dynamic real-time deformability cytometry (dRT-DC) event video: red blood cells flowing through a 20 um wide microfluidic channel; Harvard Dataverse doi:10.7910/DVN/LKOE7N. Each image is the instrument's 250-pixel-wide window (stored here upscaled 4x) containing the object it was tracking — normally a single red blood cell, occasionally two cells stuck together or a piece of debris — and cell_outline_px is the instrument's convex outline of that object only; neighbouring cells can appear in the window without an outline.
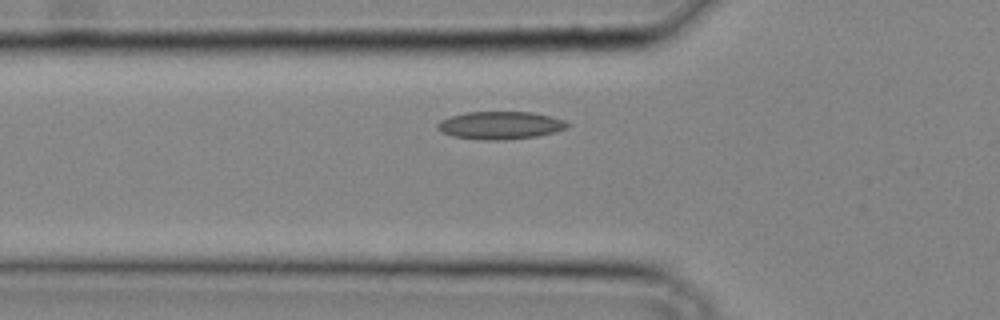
{"species": "common noctule bat (a hibernating species)", "species_latin": "Nyctalus noctula", "temperature_condition": "cold", "stored_images_in_passage": 26, "camera_frame_rate_fps": 3000, "um_per_image_px": 0.085, "animal": {"sex": "male", "body_mass_g": 20.4}, "frame": {"image": 1, "passage_image": 7, "time_ms": 2.0, "image_size_px": [1000, 320], "cell_outline_px": [[568, 128], [556, 132], [536, 136], [504, 140], [480, 140], [452, 136], [436, 128], [436, 124], [440, 120], [452, 116], [468, 112], [532, 112], [564, 120], [568, 124]], "centroid_in_image_um": [42.51, 10.66], "position_along_channel_um": 83.3, "area_um2": 20.92}}
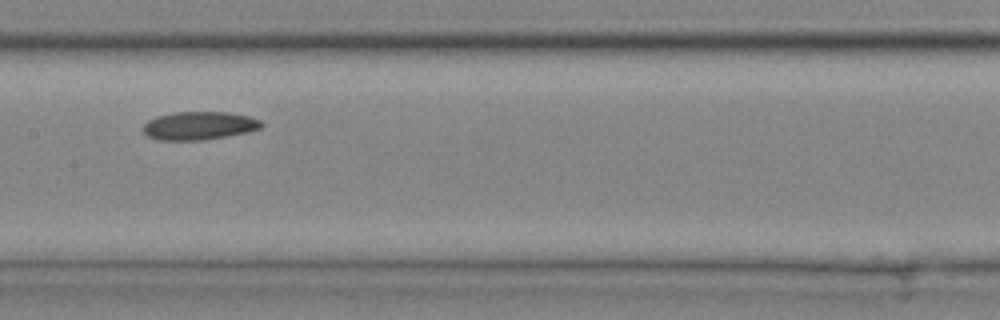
{"frame": {"image": 2, "passage_image": 13, "time_ms": 4.0, "image_size_px": [1000, 320], "cell_outline_px": [[264, 124], [260, 128], [244, 132], [204, 140], [156, 140], [148, 136], [144, 132], [144, 124], [148, 120], [156, 116], [176, 112], [228, 112], [248, 116], [260, 120]], "centroid_in_image_um": [16.89, 10.68], "position_along_channel_um": 190.5, "area_um2": 19.25}}
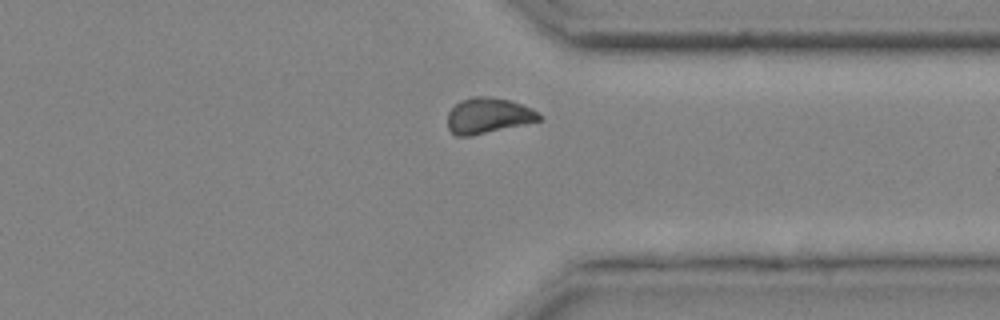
{"frame": {"image": 3, "passage_image": 23, "time_ms": 7.333, "image_size_px": [1000, 320], "cell_outline_px": [[544, 120], [468, 136], [456, 136], [448, 128], [448, 112], [460, 100], [472, 96], [488, 96], [508, 100], [532, 108], [544, 116]], "centroid_in_image_um": [41.52, 9.82], "position_along_channel_um": 369.9, "area_um2": 19.02}}